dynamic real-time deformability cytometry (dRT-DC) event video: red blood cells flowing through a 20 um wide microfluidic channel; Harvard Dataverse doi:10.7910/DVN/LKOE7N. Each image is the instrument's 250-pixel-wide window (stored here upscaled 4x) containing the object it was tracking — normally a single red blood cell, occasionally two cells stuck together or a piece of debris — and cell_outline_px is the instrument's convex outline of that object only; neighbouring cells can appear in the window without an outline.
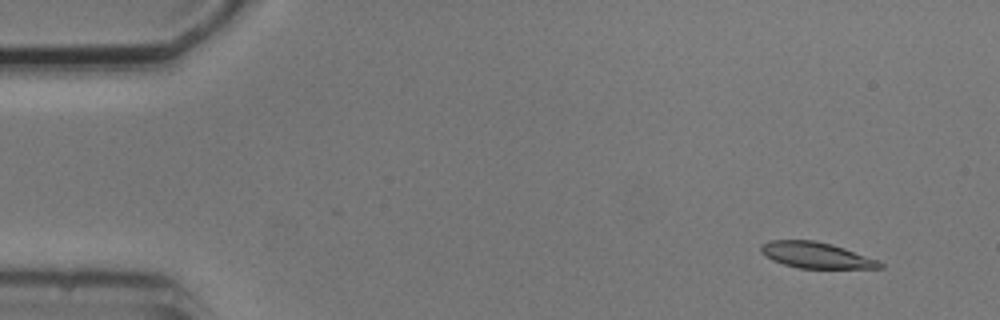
{"species": "common noctule bat (a hibernating species)", "species_latin": "Nyctalus noctula", "temperature_condition": "cold", "stored_images_in_passage": 4, "camera_frame_rate_fps": 3000, "um_per_image_px": 0.085, "animal": {"sex": "male", "body_mass_g": 20.5, "forearm_length_mm": 52.5}, "frame": {"image": 1, "passage_image": 1, "time_ms": 0.0, "image_size_px": [1000, 320], "cell_outline_px": [[884, 268], [800, 268], [784, 264], [772, 260], [760, 252], [760, 244], [772, 240], [812, 240], [832, 244], [844, 248], [876, 260], [884, 264]], "centroid_in_image_um": [69.33, 21.68], "position_along_channel_um": 15.7, "area_um2": 17.8}}